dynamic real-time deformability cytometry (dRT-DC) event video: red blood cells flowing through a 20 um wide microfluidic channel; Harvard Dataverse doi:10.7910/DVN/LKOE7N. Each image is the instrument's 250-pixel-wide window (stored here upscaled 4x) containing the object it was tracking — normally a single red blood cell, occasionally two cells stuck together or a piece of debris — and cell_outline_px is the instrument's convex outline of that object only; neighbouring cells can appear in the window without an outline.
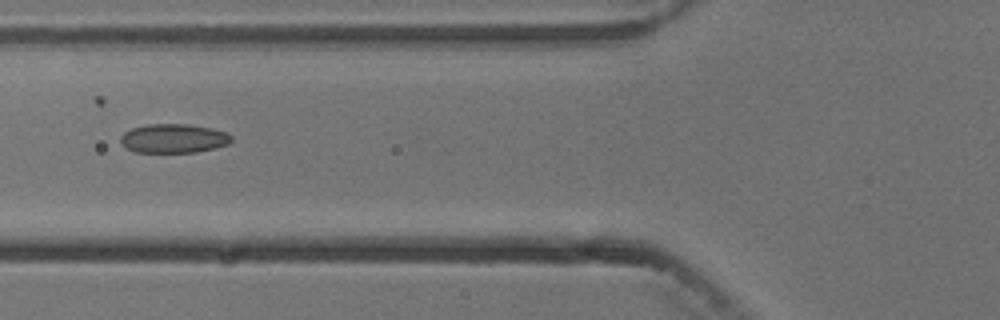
{"species": "common noctule bat (a hibernating species)", "species_latin": "Nyctalus noctula", "temperature_condition": "cold", "stored_images_in_passage": 10, "camera_frame_rate_fps": 3000, "um_per_image_px": 0.085, "animal": {"sex": "male", "body_mass_g": 13.3}, "frame": {"image": 1, "passage_image": 5, "time_ms": 4.667, "image_size_px": [1000, 320], "cell_outline_px": [[232, 140], [228, 144], [196, 152], [136, 152], [120, 144], [120, 136], [124, 132], [132, 128], [148, 124], [188, 124], [212, 128], [228, 132], [232, 136]], "centroid_in_image_um": [14.75, 11.75], "position_along_channel_um": 111.0, "area_um2": 18.79}}
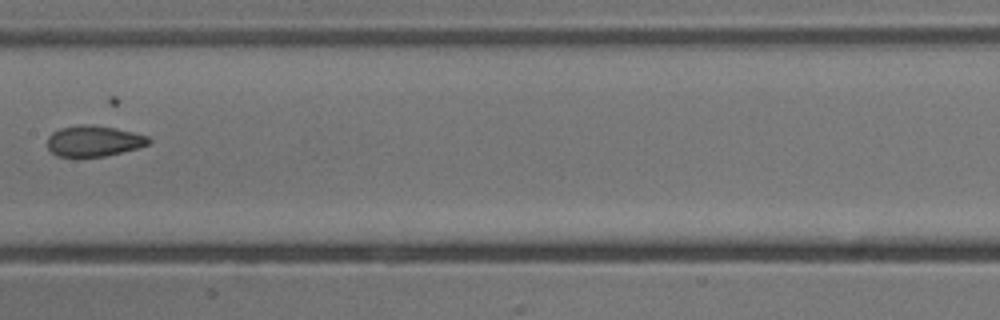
{"frame": {"image": 2, "passage_image": 7, "time_ms": 7.0, "image_size_px": [1000, 320], "cell_outline_px": [[152, 140], [148, 144], [136, 148], [104, 156], [56, 156], [48, 148], [48, 136], [52, 132], [60, 128], [84, 124], [92, 124], [116, 128], [148, 136]], "centroid_in_image_um": [7.96, 11.97], "position_along_channel_um": 199.4, "area_um2": 18.03}}
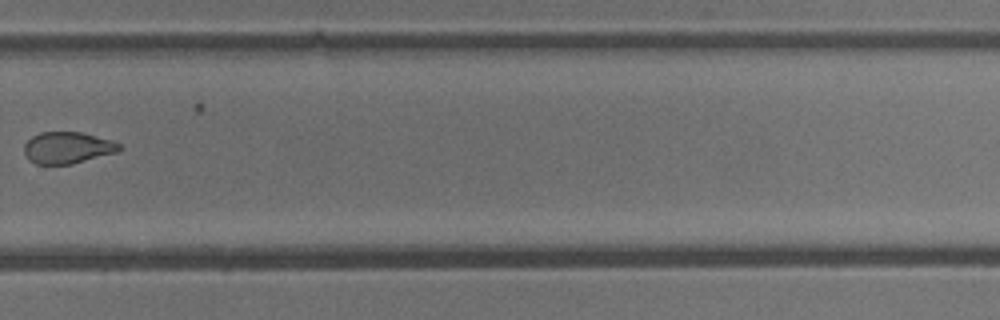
{"frame": {"image": 3, "passage_image": 10, "time_ms": 10.333, "image_size_px": [1000, 320], "cell_outline_px": [[120, 152], [72, 164], [36, 164], [28, 160], [24, 152], [24, 144], [32, 136], [40, 132], [80, 132], [112, 140], [120, 144]], "centroid_in_image_um": [5.74, 12.56], "position_along_channel_um": 324.1, "area_um2": 17.69}}